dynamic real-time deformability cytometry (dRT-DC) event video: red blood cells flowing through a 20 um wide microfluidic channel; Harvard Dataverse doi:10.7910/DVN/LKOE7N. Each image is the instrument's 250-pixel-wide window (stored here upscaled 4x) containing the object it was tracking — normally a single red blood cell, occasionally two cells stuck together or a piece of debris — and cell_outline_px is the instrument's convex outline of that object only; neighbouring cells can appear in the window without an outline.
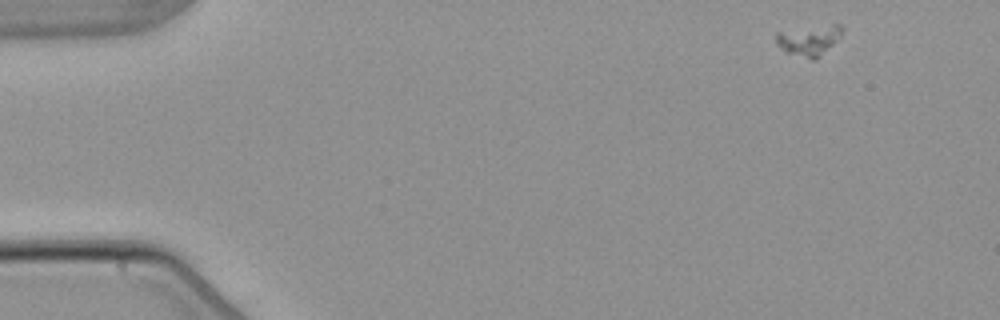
{"species": "common noctule bat (a hibernating species)", "species_latin": "Nyctalus noctula", "temperature_condition": "warm", "stored_images_in_passage": 4, "segment_of_instrument_passage": [1, 2], "camera_frame_rate_fps": 3000, "um_per_image_px": 0.085, "animal": {"sex": "male", "body_mass_g": 21.5, "forearm_length_mm": 52.0}, "frame": {"image": 1, "passage_image": 1, "time_ms": 0.0, "image_size_px": [1000, 320], "cell_outline_px": [[844, 28], [840, 36], [832, 44], [812, 60], [788, 52], [776, 44], [776, 32], [832, 24], [840, 24]], "centroid_in_image_um": [68.76, 3.39], "position_along_channel_um": 16.2, "area_um2": 11.16}}